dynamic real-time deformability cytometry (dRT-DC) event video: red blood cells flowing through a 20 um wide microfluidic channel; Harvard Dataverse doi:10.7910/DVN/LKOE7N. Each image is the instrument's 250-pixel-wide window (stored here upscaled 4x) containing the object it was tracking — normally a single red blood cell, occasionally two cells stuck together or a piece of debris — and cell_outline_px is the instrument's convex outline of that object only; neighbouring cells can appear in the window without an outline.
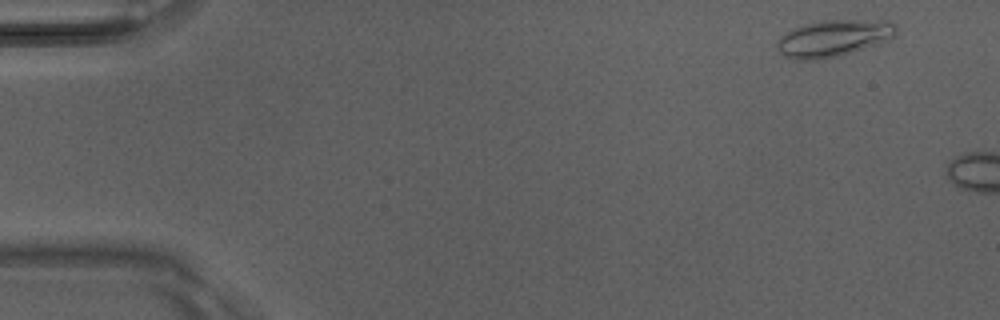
{"species": "Egyptian fruit bat (a non-hibernating species)", "species_latin": "Rousettus aegyptiacus", "temperature_condition": "room temperature", "stored_images_in_passage": 2, "camera_frame_rate_fps": 3000, "um_per_image_px": 0.085, "animal": {"sex": "male"}, "frame": {"image": 1, "passage_image": 1, "time_ms": 0.0, "image_size_px": [1000, 320], "cell_outline_px": [[896, 36], [876, 44], [836, 56], [816, 60], [792, 60], [784, 56], [776, 48], [776, 44], [780, 36], [804, 24], [820, 20], [892, 20], [896, 24]], "centroid_in_image_um": [70.84, 3.24], "position_along_channel_um": 14.2, "area_um2": 25.43}}